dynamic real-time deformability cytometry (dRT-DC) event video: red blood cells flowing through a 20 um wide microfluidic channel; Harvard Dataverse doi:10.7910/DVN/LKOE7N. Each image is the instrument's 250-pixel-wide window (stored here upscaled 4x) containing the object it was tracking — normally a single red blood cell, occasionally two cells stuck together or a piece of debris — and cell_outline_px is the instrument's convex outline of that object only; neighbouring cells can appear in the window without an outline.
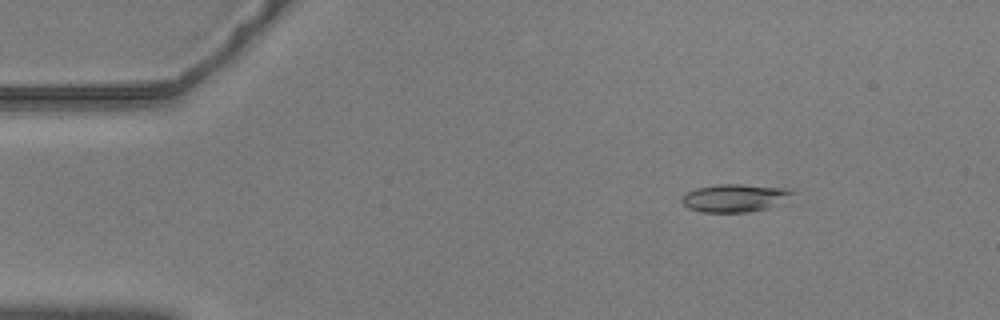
{"species": "common noctule bat (a hibernating species)", "species_latin": "Nyctalus noctula", "temperature_condition": "warm", "stored_images_in_passage": 57, "camera_frame_rate_fps": 3000, "um_per_image_px": 0.085, "animal": {"sex": "male", "body_mass_g": 20.5, "forearm_length_mm": 52.5}, "frame": {"image": 1, "passage_image": 8, "time_ms": 2.333, "image_size_px": [1000, 320], "cell_outline_px": [[796, 192], [792, 204], [748, 212], [700, 212], [688, 208], [680, 200], [688, 192], [696, 188], [716, 184], [740, 184], [788, 188]], "centroid_in_image_um": [62.65, 16.84], "position_along_channel_um": 22.4, "area_um2": 18.79}}
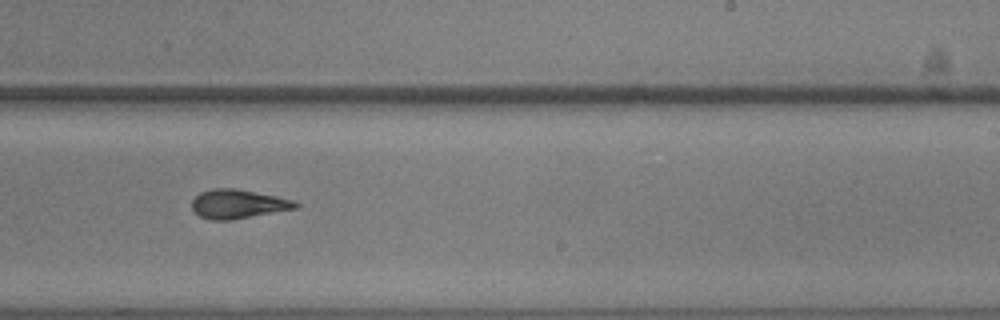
{"frame": {"image": 2, "passage_image": 35, "time_ms": 11.333, "image_size_px": [1000, 320], "cell_outline_px": [[300, 208], [232, 220], [208, 220], [200, 216], [192, 208], [192, 200], [200, 192], [212, 188], [236, 188], [276, 196], [292, 200], [300, 204]], "centroid_in_image_um": [20.25, 17.34], "position_along_channel_um": 268.8, "area_um2": 17.69}}
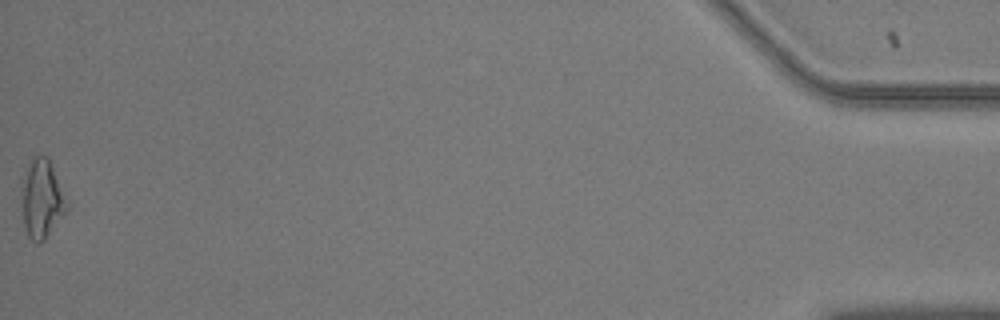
{"frame": {"image": 3, "passage_image": 57, "time_ms": 18.667, "image_size_px": [1000, 320], "cell_outline_px": [[68, 208], [44, 240], [40, 244], [36, 244], [28, 236], [24, 224], [20, 204], [20, 180], [32, 160], [36, 156], [48, 156], [68, 200]], "centroid_in_image_um": [3.52, 16.91], "position_along_channel_um": 431.7, "area_um2": 21.04}, "authors_computed_cell_mechanics": {"area_um2": 17.9758, "velocity_mm_per_s": 3.5836, "shape_relaxation_time_tau1_ms": 8.9372, "shape_relaxation_time_tau2_ms": 4.2043, "deformation_change_tau1": 0.2451, "deformation_change_tau2": 0.1311}}